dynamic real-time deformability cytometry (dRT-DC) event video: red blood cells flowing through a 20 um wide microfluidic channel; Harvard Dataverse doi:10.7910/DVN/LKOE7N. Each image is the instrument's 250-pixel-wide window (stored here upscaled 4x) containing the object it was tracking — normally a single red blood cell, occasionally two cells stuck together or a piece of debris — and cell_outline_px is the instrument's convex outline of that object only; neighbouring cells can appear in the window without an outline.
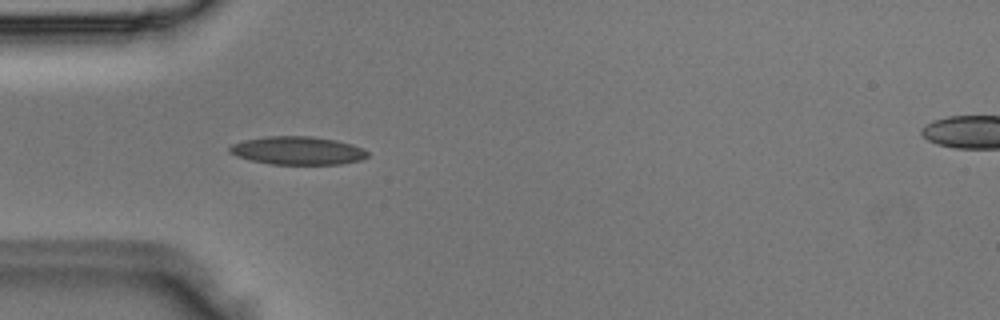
{"species": "Egyptian fruit bat (a non-hibernating species)", "species_latin": "Rousettus aegyptiacus", "temperature_condition": "room temperature", "stored_images_in_passage": 4, "camera_frame_rate_fps": 3000, "um_per_image_px": 0.085, "animal": {"sex": "male"}, "frame": {"image": 1, "passage_image": 2, "time_ms": 0.333, "image_size_px": [1000, 320], "cell_outline_px": [[368, 156], [360, 160], [340, 164], [272, 164], [252, 160], [236, 156], [228, 152], [228, 148], [232, 144], [244, 140], [268, 136], [308, 136], [336, 140], [352, 144], [364, 148], [368, 152]], "centroid_in_image_um": [25.3, 12.8], "position_along_channel_um": 59.7, "area_um2": 22.6}}
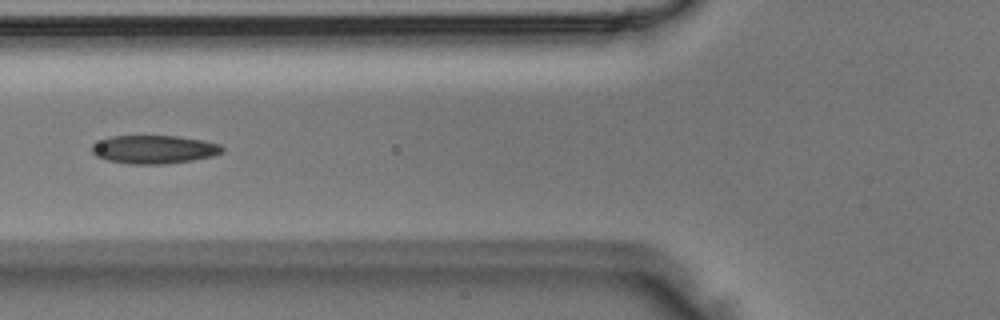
{"frame": {"image": 2, "passage_image": 3, "time_ms": 0.667, "image_size_px": [1000, 320], "cell_outline_px": [[224, 148], [220, 152], [212, 156], [192, 160], [164, 164], [128, 164], [108, 160], [96, 156], [92, 152], [92, 144], [100, 140], [112, 136], [176, 136], [204, 140], [220, 144]], "centroid_in_image_um": [13.08, 12.7], "position_along_channel_um": 112.7, "area_um2": 21.44}}
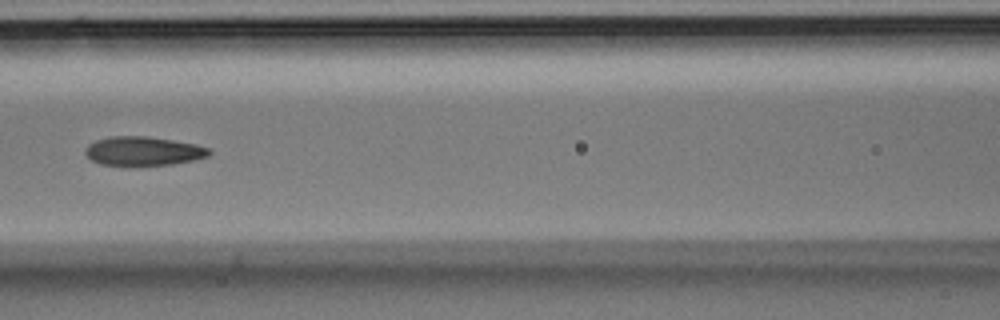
{"frame": {"image": 3, "passage_image": 4, "time_ms": 1.0, "image_size_px": [1000, 320], "cell_outline_px": [[212, 152], [208, 156], [192, 160], [172, 164], [100, 164], [92, 160], [84, 152], [84, 148], [88, 144], [96, 140], [112, 136], [148, 136], [196, 144], [208, 148]], "centroid_in_image_um": [12.17, 12.82], "position_along_channel_um": 154.4, "area_um2": 20.52}}